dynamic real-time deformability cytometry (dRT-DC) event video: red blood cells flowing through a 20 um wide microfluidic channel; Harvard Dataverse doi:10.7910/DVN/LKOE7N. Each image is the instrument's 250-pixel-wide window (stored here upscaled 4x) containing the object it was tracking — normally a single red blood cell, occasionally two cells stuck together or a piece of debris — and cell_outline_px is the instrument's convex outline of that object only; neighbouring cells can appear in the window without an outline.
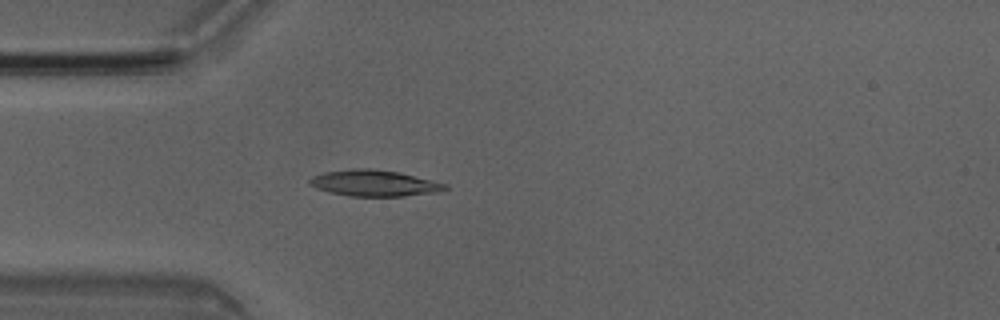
{"species": "Egyptian fruit bat (a non-hibernating species)", "species_latin": "Rousettus aegyptiacus", "temperature_condition": "room temperature", "stored_images_in_passage": 3, "camera_frame_rate_fps": 3000, "um_per_image_px": 0.085, "animal": {"sex": "male"}, "frame": {"image": 1, "passage_image": 3, "time_ms": 0.667, "image_size_px": [1000, 320], "cell_outline_px": [[448, 188], [440, 192], [404, 196], [348, 196], [328, 192], [316, 188], [308, 184], [308, 180], [312, 176], [324, 172], [356, 168], [372, 168], [400, 172], [448, 184]], "centroid_in_image_um": [31.81, 15.57], "position_along_channel_um": 53.2, "area_um2": 20.92}}